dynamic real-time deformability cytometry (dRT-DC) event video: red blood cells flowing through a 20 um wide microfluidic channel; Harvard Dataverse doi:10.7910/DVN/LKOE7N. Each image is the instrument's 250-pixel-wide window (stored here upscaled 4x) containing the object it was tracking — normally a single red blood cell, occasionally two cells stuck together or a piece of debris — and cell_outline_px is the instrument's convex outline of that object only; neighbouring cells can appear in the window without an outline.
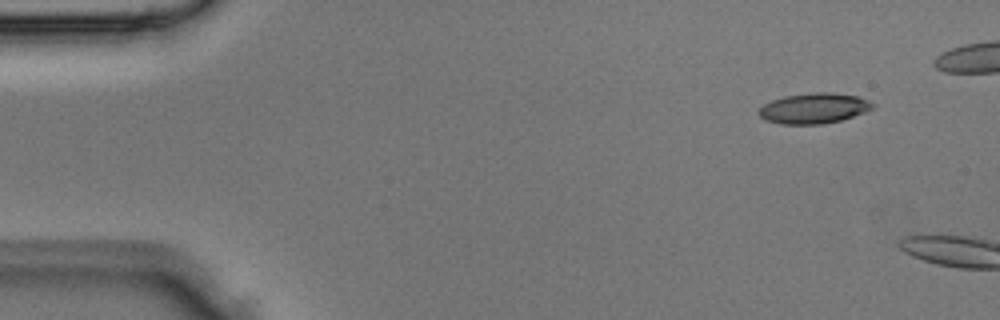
{"species": "Egyptian fruit bat (a non-hibernating species)", "species_latin": "Rousettus aegyptiacus", "temperature_condition": "room temperature", "stored_images_in_passage": 2, "camera_frame_rate_fps": 3000, "um_per_image_px": 0.085, "animal": {"sex": "male"}, "frame": {"image": 1, "passage_image": 1, "time_ms": 0.0, "image_size_px": [1000, 320], "cell_outline_px": [[876, 104], [872, 108], [864, 112], [840, 120], [820, 124], [780, 124], [764, 120], [756, 112], [764, 104], [772, 100], [784, 96], [812, 92], [832, 92], [856, 96], [868, 100]], "centroid_in_image_um": [69.14, 9.2], "position_along_channel_um": 15.9, "area_um2": 20.17}}